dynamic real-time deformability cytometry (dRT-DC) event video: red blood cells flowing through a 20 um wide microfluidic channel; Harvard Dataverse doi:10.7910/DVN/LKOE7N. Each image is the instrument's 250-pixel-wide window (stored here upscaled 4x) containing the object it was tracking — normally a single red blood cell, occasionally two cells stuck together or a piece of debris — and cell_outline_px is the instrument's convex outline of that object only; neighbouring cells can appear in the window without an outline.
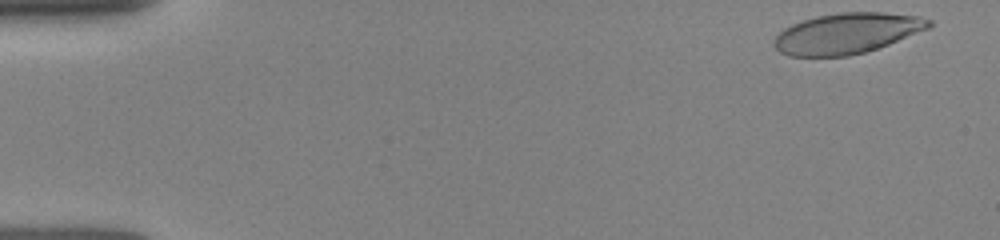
{"species": "human", "species_latin": "Homo sapiens", "temperature_condition": "room temperature", "stored_images_in_passage": 25, "camera_frame_rate_fps": 3000, "um_per_image_px": 0.085, "donor": {"sex": "female"}, "frame": {"image": 1, "passage_image": 1, "time_ms": 0.0, "image_size_px": [1000, 240], "cell_outline_px": [[932, 24], [928, 28], [888, 44], [864, 52], [848, 56], [788, 56], [780, 52], [772, 44], [772, 40], [784, 28], [792, 24], [816, 16], [840, 12], [884, 12], [920, 16], [932, 20]], "centroid_in_image_um": [71.96, 2.83], "position_along_channel_um": 13.0, "area_um2": 36.53}}
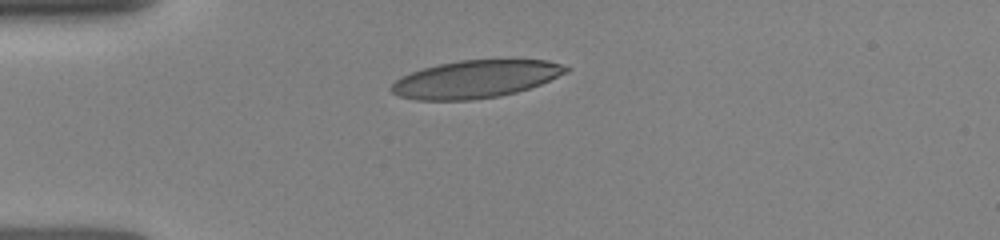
{"frame": {"image": 2, "passage_image": 16, "time_ms": 3.333, "image_size_px": [1000, 240], "cell_outline_px": [[568, 72], [540, 84], [516, 92], [500, 96], [472, 100], [416, 100], [400, 96], [392, 92], [388, 88], [400, 76], [424, 68], [440, 64], [460, 60], [548, 60], [560, 64], [568, 68]], "centroid_in_image_um": [40.39, 6.73], "position_along_channel_um": 44.6, "area_um2": 38.03}}
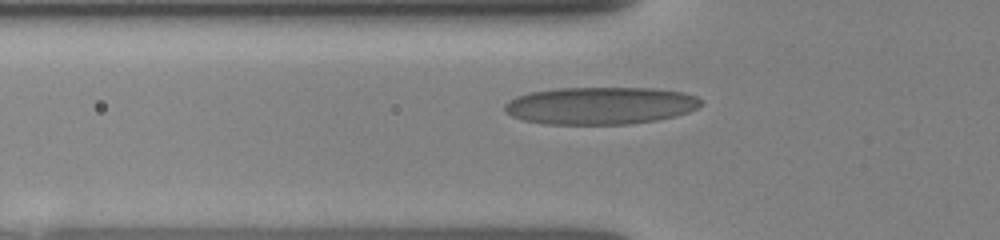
{"frame": {"image": 3, "passage_image": 22, "time_ms": 4.667, "image_size_px": [1000, 240], "cell_outline_px": [[700, 104], [696, 108], [688, 112], [676, 116], [656, 120], [628, 124], [544, 124], [524, 120], [512, 116], [504, 112], [504, 104], [508, 100], [516, 96], [528, 92], [560, 88], [652, 88], [684, 92], [696, 96], [700, 100]], "centroid_in_image_um": [50.99, 8.97], "position_along_channel_um": 74.8, "area_um2": 42.89}}